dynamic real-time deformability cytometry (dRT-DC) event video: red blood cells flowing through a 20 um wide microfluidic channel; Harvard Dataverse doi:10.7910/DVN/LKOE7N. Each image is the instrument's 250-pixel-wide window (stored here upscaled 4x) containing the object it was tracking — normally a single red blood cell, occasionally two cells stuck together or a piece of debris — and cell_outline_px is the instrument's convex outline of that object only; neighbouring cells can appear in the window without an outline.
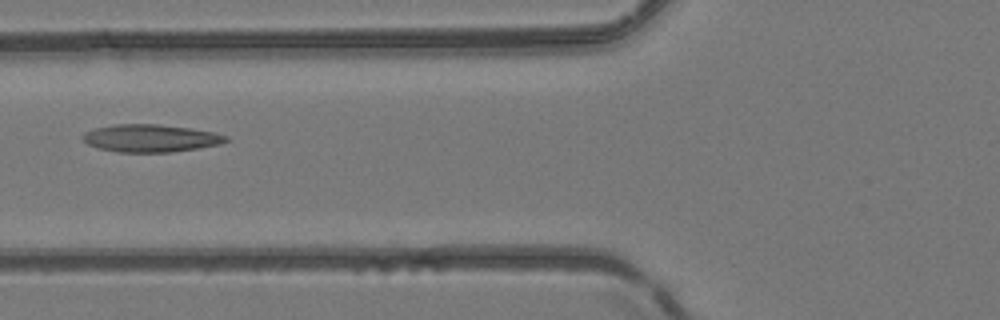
{"species": "common noctule bat (a hibernating species)", "species_latin": "Nyctalus noctula", "temperature_condition": "room temperature", "stored_images_in_passage": 3, "camera_frame_rate_fps": 3000, "um_per_image_px": 0.085, "animal": {"sex": "female", "body_mass_g": 24.6, "forearm_length_mm": 56.2}, "frame": {"image": 1, "passage_image": 2, "time_ms": 1.333, "image_size_px": [1000, 320], "cell_outline_px": [[232, 140], [220, 144], [196, 148], [168, 152], [116, 152], [96, 148], [88, 144], [80, 136], [84, 132], [96, 128], [116, 124], [156, 124], [188, 128], [212, 132], [228, 136]], "centroid_in_image_um": [12.77, 11.75], "position_along_channel_um": 113.0, "area_um2": 22.95}}
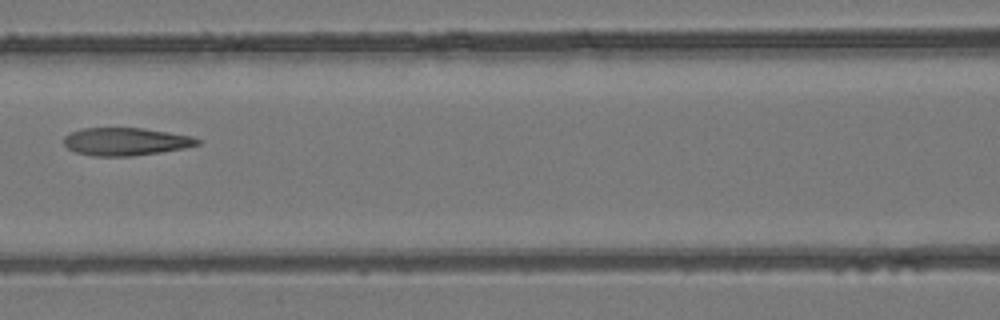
{"frame": {"image": 2, "passage_image": 3, "time_ms": 2.333, "image_size_px": [1000, 320], "cell_outline_px": [[200, 144], [184, 148], [160, 152], [132, 156], [92, 156], [76, 152], [68, 148], [64, 144], [64, 136], [72, 132], [84, 128], [144, 128], [192, 136], [200, 140]], "centroid_in_image_um": [10.69, 12.03], "position_along_channel_um": 155.9, "area_um2": 21.56}}